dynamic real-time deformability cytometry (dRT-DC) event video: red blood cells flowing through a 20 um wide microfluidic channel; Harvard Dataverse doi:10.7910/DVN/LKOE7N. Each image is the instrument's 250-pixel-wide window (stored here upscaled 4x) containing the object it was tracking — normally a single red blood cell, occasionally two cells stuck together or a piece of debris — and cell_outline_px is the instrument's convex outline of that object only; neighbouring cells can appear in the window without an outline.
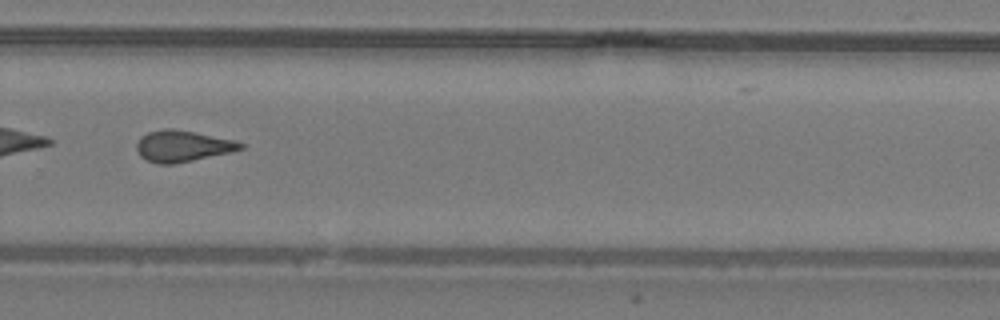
{"species": "common noctule bat (a hibernating species)", "species_latin": "Nyctalus noctula", "temperature_condition": "warm", "stored_images_in_passage": 24, "camera_frame_rate_fps": 3000, "um_per_image_px": 0.085, "animal": {"sex": "male", "body_mass_g": 19.2, "forearm_length_mm": 51.8}, "frame": {"image": 1, "passage_image": 14, "time_ms": 4.333, "image_size_px": [1000, 320], "cell_outline_px": [[244, 148], [232, 152], [172, 164], [160, 164], [148, 160], [140, 156], [136, 148], [136, 144], [140, 136], [148, 132], [164, 128], [172, 128], [196, 132], [236, 140], [244, 144]], "centroid_in_image_um": [15.52, 12.4], "position_along_channel_um": 314.3, "area_um2": 19.02}}